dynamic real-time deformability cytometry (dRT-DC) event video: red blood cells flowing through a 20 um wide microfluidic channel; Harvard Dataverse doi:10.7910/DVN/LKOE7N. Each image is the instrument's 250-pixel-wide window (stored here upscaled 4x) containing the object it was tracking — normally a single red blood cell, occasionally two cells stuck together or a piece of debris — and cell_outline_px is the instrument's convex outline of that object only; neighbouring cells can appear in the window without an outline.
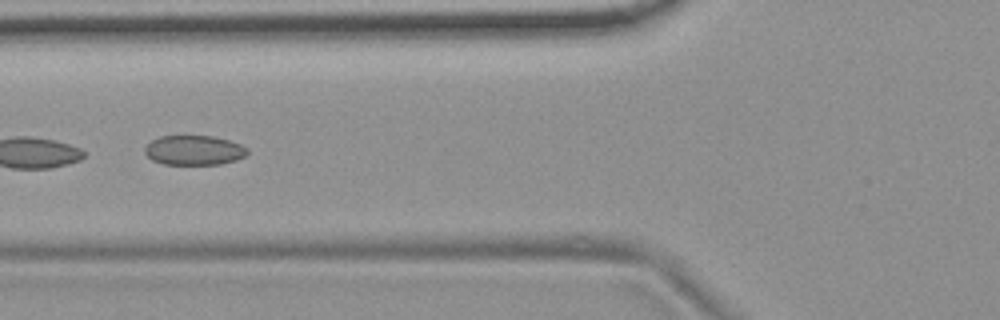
{"species": "common noctule bat (a hibernating species)", "species_latin": "Nyctalus noctula", "temperature_condition": "room temperature", "stored_images_in_passage": 6, "camera_frame_rate_fps": 3000, "um_per_image_px": 0.085, "animal": {"sex": "female", "body_mass_g": 19.9}, "frame": {"image": 1, "passage_image": 6, "time_ms": 6.0, "image_size_px": [1000, 320], "cell_outline_px": [[248, 152], [244, 156], [236, 160], [220, 164], [164, 164], [152, 160], [144, 152], [144, 148], [152, 140], [160, 136], [212, 136], [228, 140], [240, 144], [248, 148]], "centroid_in_image_um": [16.49, 12.77], "position_along_channel_um": 109.3, "area_um2": 17.63}}